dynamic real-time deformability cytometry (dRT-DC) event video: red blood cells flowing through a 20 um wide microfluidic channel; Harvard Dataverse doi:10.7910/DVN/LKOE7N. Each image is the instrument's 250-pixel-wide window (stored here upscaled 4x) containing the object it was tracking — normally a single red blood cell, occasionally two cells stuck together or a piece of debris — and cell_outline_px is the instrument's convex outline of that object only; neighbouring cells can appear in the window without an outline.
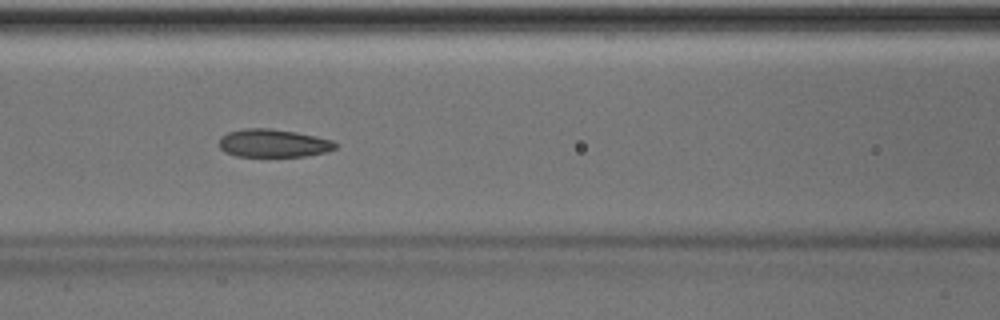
{"species": "Egyptian fruit bat (a non-hibernating species)", "species_latin": "Rousettus aegyptiacus", "temperature_condition": "room temperature", "stored_images_in_passage": 19, "camera_frame_rate_fps": 3000, "um_per_image_px": 0.085, "animal": {"sex": "male"}, "frame": {"image": 1, "passage_image": 9, "time_ms": 2.667, "image_size_px": [1000, 320], "cell_outline_px": [[340, 144], [336, 148], [328, 152], [308, 156], [236, 156], [224, 152], [220, 148], [220, 136], [228, 132], [244, 128], [268, 128], [296, 132], [316, 136], [332, 140]], "centroid_in_image_um": [23.27, 12.17], "position_along_channel_um": 143.3, "area_um2": 19.19}}